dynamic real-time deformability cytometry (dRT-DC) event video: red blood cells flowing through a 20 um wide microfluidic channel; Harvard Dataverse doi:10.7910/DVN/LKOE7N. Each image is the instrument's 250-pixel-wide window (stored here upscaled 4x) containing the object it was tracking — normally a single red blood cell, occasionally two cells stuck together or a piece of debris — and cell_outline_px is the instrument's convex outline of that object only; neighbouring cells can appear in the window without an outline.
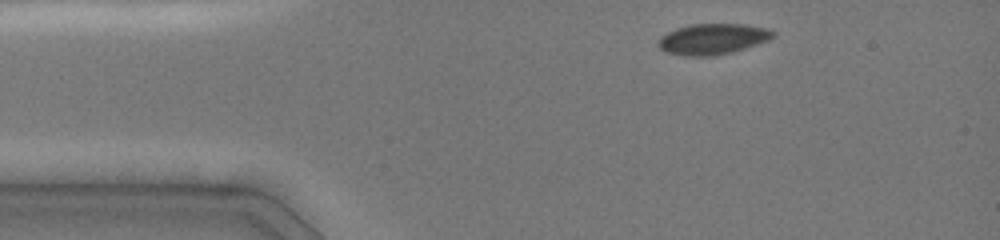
{"species": "common noctule bat (a hibernating species)", "species_latin": "Nyctalus noctula", "temperature_condition": "cold", "stored_images_in_passage": 3, "camera_frame_rate_fps": 3000, "um_per_image_px": 0.085, "animal": {"sex": "female", "body_mass_g": 19.0, "forearm_length_mm": 51.5}, "frame": {"image": 1, "passage_image": 1, "time_ms": 0.0, "image_size_px": [1000, 240], "cell_outline_px": [[776, 36], [768, 40], [732, 52], [712, 56], [684, 56], [664, 52], [656, 44], [660, 36], [676, 28], [692, 24], [744, 24], [768, 28], [776, 32]], "centroid_in_image_um": [60.56, 3.31], "position_along_channel_um": 24.4, "area_um2": 20.75}}
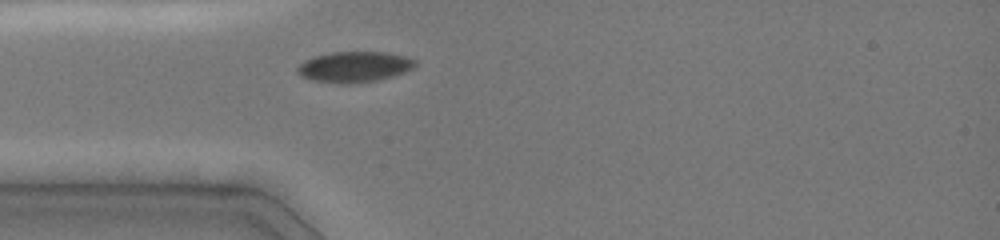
{"frame": {"image": 2, "passage_image": 3, "time_ms": 2.0, "image_size_px": [1000, 240], "cell_outline_px": [[416, 64], [412, 68], [404, 72], [392, 76], [376, 80], [348, 84], [312, 80], [300, 76], [296, 72], [296, 68], [304, 60], [312, 56], [332, 52], [388, 52], [404, 56], [416, 60]], "centroid_in_image_um": [30.08, 5.67], "position_along_channel_um": 54.9, "area_um2": 21.04}}